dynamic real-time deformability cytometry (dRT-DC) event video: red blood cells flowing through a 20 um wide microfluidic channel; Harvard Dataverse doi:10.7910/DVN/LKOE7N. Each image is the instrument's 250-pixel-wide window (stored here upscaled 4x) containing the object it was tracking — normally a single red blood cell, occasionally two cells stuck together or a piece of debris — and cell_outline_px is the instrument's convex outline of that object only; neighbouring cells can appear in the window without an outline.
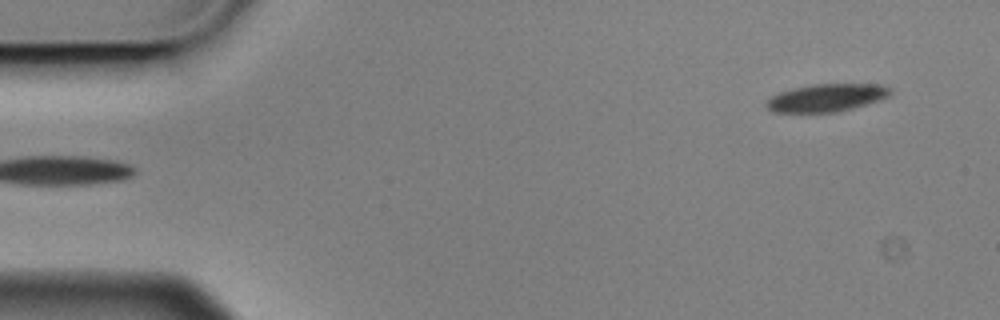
{"species": "Egyptian fruit bat (a non-hibernating species)", "species_latin": "Rousettus aegyptiacus", "temperature_condition": "cold", "stored_images_in_passage": 5, "camera_frame_rate_fps": 3000, "um_per_image_px": 0.085, "animal": {"sex": "male"}, "frame": {"image": 1, "passage_image": 1, "time_ms": 0.0, "image_size_px": [1000, 320], "cell_outline_px": [[892, 96], [880, 100], [852, 108], [836, 112], [772, 112], [764, 104], [772, 96], [780, 92], [792, 88], [812, 84], [880, 84], [892, 88]], "centroid_in_image_um": [70.3, 8.3], "position_along_channel_um": 14.7, "area_um2": 20.11}}
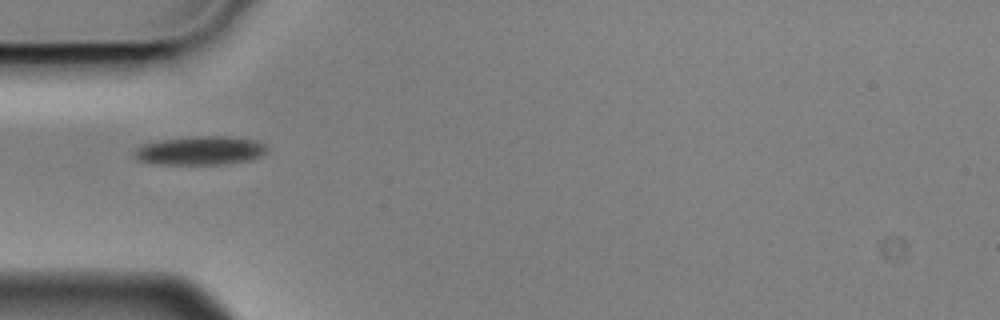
{"frame": {"image": 2, "passage_image": 4, "time_ms": 1.0, "image_size_px": [1000, 320], "cell_outline_px": [[268, 152], [252, 160], [228, 164], [160, 164], [136, 160], [132, 156], [132, 152], [136, 148], [144, 144], [160, 140], [192, 136], [228, 136], [256, 140], [264, 144], [268, 148]], "centroid_in_image_um": [17.03, 12.8], "position_along_channel_um": 68.0, "area_um2": 22.54}}
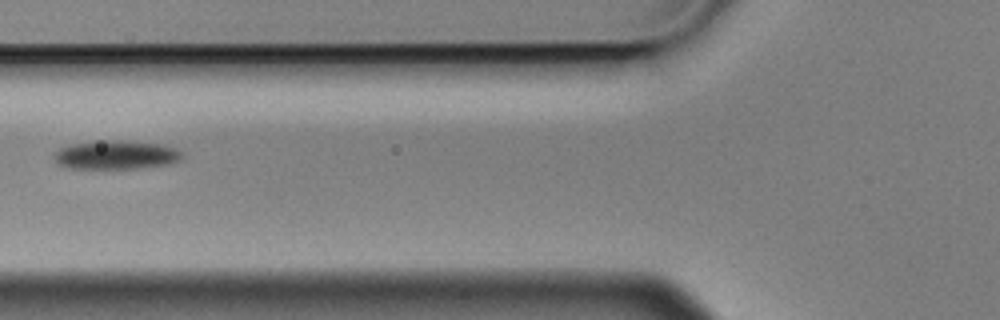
{"frame": {"image": 3, "passage_image": 5, "time_ms": 1.333, "image_size_px": [1000, 320], "cell_outline_px": [[184, 156], [180, 160], [168, 164], [136, 168], [72, 168], [60, 164], [52, 156], [60, 148], [72, 144], [96, 140], [124, 140], [164, 144], [176, 148], [184, 152]], "centroid_in_image_um": [9.93, 13.14], "position_along_channel_um": 115.9, "area_um2": 21.56}}